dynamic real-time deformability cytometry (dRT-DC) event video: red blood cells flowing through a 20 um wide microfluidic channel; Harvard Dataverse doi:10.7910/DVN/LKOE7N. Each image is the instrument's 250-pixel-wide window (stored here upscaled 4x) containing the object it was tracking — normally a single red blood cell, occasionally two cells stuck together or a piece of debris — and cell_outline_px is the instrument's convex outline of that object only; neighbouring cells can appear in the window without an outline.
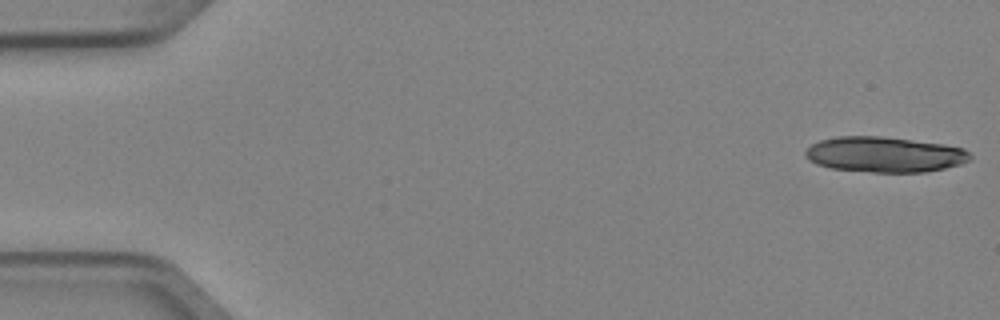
{"species": "Egyptian fruit bat (a non-hibernating species)", "species_latin": "Rousettus aegyptiacus", "temperature_condition": "cold", "stored_images_in_passage": 4, "camera_frame_rate_fps": 3000, "um_per_image_px": 0.085, "animal": {"sex": "female"}, "frame": {"image": 1, "passage_image": 1, "time_ms": 0.0, "image_size_px": [1000, 320], "cell_outline_px": [[972, 156], [968, 160], [960, 164], [944, 168], [924, 172], [872, 172], [832, 168], [816, 164], [808, 160], [804, 152], [812, 144], [820, 140], [836, 136], [880, 136], [944, 144], [964, 148]], "centroid_in_image_um": [75.17, 13.13], "position_along_channel_um": 9.8, "area_um2": 33.93}}